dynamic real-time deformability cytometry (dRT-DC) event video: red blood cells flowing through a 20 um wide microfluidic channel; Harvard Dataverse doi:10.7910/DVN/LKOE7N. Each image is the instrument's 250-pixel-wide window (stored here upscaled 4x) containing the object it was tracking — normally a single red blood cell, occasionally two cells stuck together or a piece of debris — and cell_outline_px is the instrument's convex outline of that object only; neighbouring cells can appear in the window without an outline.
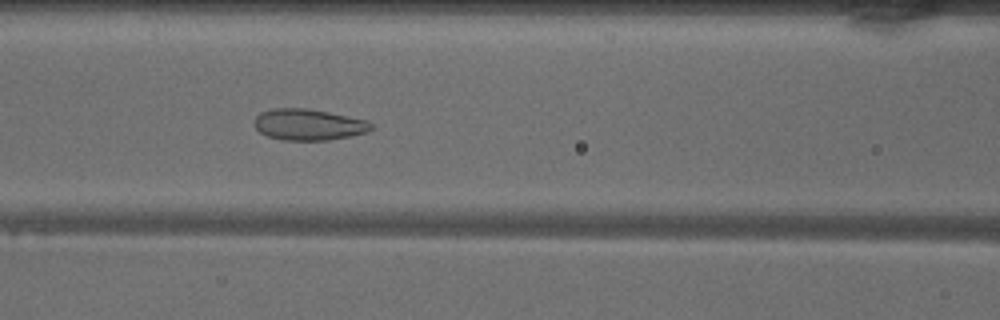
{"species": "common noctule bat (a hibernating species)", "species_latin": "Nyctalus noctula", "temperature_condition": "warm", "stored_images_in_passage": 49, "camera_frame_rate_fps": 3000, "um_per_image_px": 0.085, "animal": {"sex": "male", "body_mass_g": 18.8}, "frame": {"image": 1, "passage_image": 20, "time_ms": 6.333, "image_size_px": [1000, 320], "cell_outline_px": [[372, 128], [368, 132], [352, 136], [328, 140], [284, 140], [268, 136], [260, 132], [252, 124], [256, 116], [260, 112], [272, 108], [304, 108], [328, 112], [368, 120], [372, 124]], "centroid_in_image_um": [26.22, 10.59], "position_along_channel_um": 140.4, "area_um2": 21.39}}
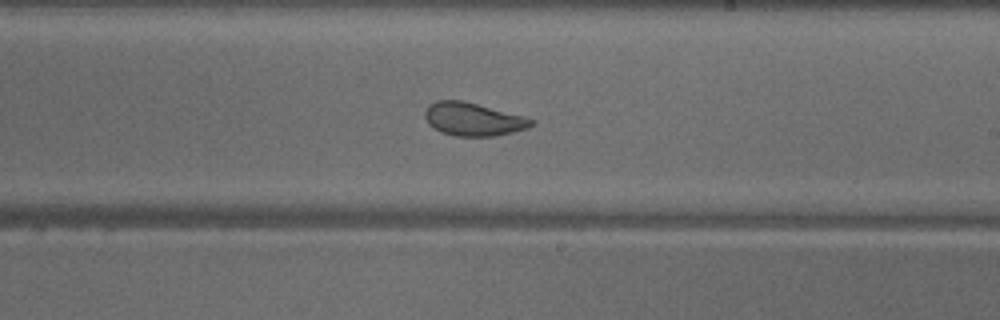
{"frame": {"image": 2, "passage_image": 28, "time_ms": 9.0, "image_size_px": [1000, 320], "cell_outline_px": [[536, 124], [528, 128], [512, 132], [492, 136], [452, 136], [440, 132], [428, 124], [424, 116], [424, 112], [428, 104], [436, 100], [464, 100], [524, 116], [532, 120]], "centroid_in_image_um": [40.18, 10.13], "position_along_channel_um": 248.8, "area_um2": 20.75}}
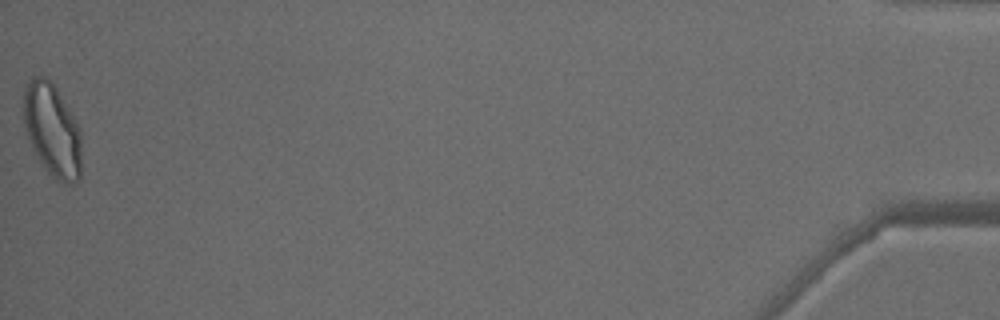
{"frame": {"image": 3, "passage_image": 49, "time_ms": 16.0, "image_size_px": [1000, 320], "cell_outline_px": [[80, 180], [72, 184], [68, 184], [56, 180], [44, 168], [36, 156], [24, 128], [20, 96], [28, 84], [36, 76], [48, 76], [52, 80], [80, 128]], "centroid_in_image_um": [4.4, 11.04], "position_along_channel_um": 430.8, "area_um2": 31.91}, "authors_computed_cell_mechanics": {"area_um2": 24.7962, "velocity_mm_per_s": 4.0788, "shape_relaxation_time_tau1_ms": null, "shape_relaxation_time_tau2_ms": 1.0326, "deformation_change_tau1": null, "deformation_change_tau2": 0.0768}}